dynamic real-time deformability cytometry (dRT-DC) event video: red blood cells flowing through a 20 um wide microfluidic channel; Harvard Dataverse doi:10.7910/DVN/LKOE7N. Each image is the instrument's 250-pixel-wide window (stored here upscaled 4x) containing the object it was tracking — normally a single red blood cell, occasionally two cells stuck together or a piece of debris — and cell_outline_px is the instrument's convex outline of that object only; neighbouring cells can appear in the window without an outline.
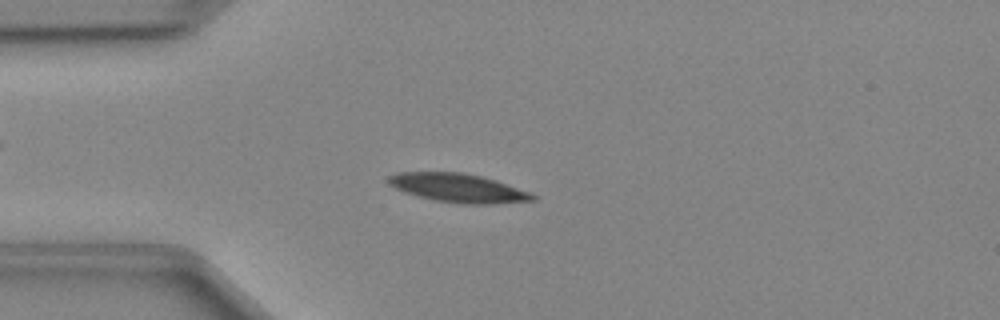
{"species": "Egyptian fruit bat (a non-hibernating species)", "species_latin": "Rousettus aegyptiacus", "temperature_condition": "cold", "stored_images_in_passage": 14, "camera_frame_rate_fps": 3000, "um_per_image_px": 0.085, "animal": {"sex": "female"}, "frame": {"image": 1, "passage_image": 8, "time_ms": 2.333, "image_size_px": [1000, 320], "cell_outline_px": [[536, 200], [492, 204], [464, 204], [436, 200], [404, 192], [388, 184], [388, 176], [396, 172], [464, 172], [496, 180], [532, 192], [536, 196]], "centroid_in_image_um": [38.98, 15.97], "position_along_channel_um": 46.0, "area_um2": 24.16}}